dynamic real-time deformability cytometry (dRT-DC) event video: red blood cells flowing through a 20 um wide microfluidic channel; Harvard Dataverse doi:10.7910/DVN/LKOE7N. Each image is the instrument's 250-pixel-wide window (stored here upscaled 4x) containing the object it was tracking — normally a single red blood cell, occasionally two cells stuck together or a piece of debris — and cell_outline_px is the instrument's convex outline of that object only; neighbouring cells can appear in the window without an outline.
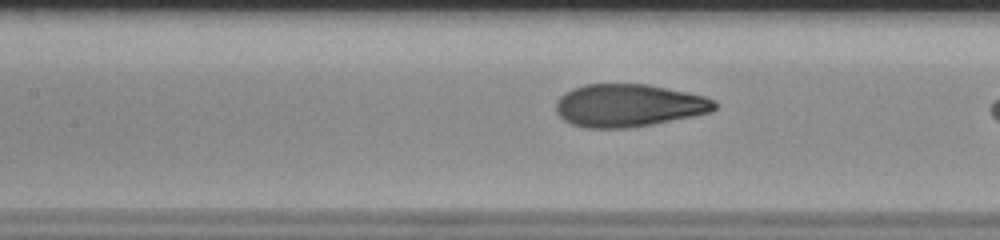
{"species": "human", "species_latin": "Homo sapiens", "temperature_condition": "room temperature", "stored_images_in_passage": 40, "camera_frame_rate_fps": 3000, "um_per_image_px": 0.085, "donor": {"sex": "male"}, "frame": {"image": 1, "passage_image": 22, "time_ms": 7.0, "image_size_px": [1000, 240], "cell_outline_px": [[716, 108], [712, 112], [652, 124], [628, 128], [584, 128], [572, 124], [564, 120], [556, 112], [556, 100], [564, 92], [572, 88], [584, 84], [648, 84], [704, 96], [716, 100]], "centroid_in_image_um": [53.41, 8.96], "position_along_channel_um": 154.0, "area_um2": 39.59}}
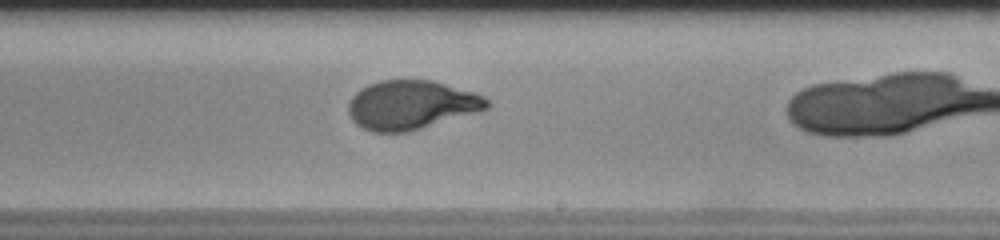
{"frame": {"image": 2, "passage_image": 30, "time_ms": 9.667, "image_size_px": [1000, 240], "cell_outline_px": [[488, 108], [480, 112], [408, 132], [372, 132], [356, 124], [352, 120], [348, 112], [348, 104], [352, 96], [360, 88], [368, 84], [380, 80], [432, 80], [476, 92], [484, 96], [488, 100]], "centroid_in_image_um": [34.97, 8.92], "position_along_channel_um": 254.0, "area_um2": 39.88}}
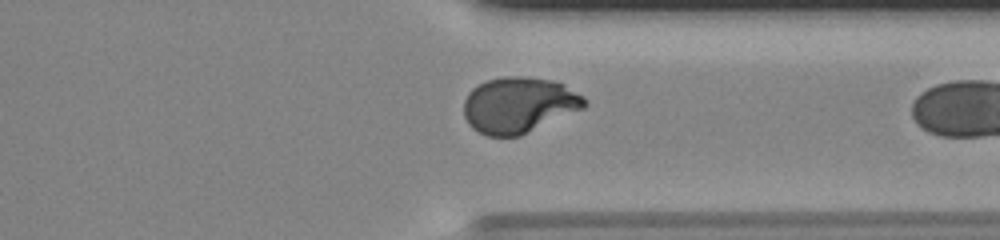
{"frame": {"image": 3, "passage_image": 39, "time_ms": 12.667, "image_size_px": [1000, 240], "cell_outline_px": [[588, 104], [584, 108], [520, 136], [488, 136], [472, 128], [468, 124], [464, 116], [464, 100], [468, 92], [472, 88], [488, 80], [504, 76], [524, 76], [552, 80], [564, 84], [584, 96], [588, 100]], "centroid_in_image_um": [44.12, 8.92], "position_along_channel_um": 367.3, "area_um2": 39.48}}